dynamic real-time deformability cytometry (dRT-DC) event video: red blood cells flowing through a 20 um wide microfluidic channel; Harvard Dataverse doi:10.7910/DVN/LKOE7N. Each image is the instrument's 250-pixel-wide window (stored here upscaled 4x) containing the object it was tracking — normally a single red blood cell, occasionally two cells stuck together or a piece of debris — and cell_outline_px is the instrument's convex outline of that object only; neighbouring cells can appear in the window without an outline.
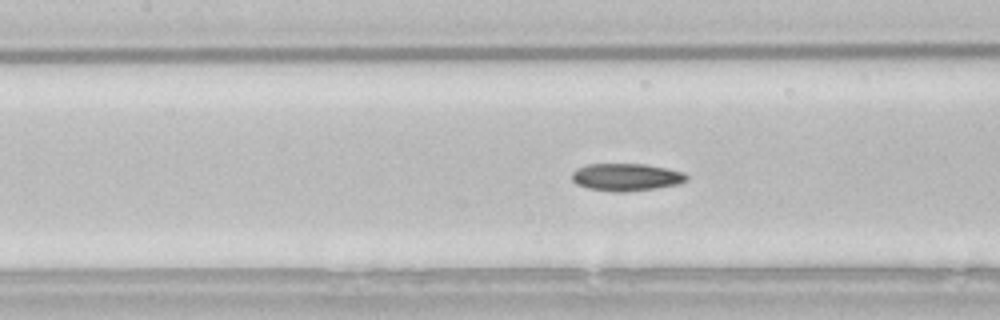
{"species": "common noctule bat (a hibernating species)", "species_latin": "Nyctalus noctula", "temperature_condition": "room temperature", "stored_images_in_passage": 53, "camera_frame_rate_fps": 3000, "um_per_image_px": 0.085, "animal": {"sex": "male", "body_mass_g": 21.5, "forearm_length_mm": 52.0}, "frame": {"image": 1, "passage_image": 23, "time_ms": 7.333, "image_size_px": [1000, 320], "cell_outline_px": [[688, 180], [676, 184], [656, 188], [624, 192], [612, 192], [588, 188], [576, 184], [572, 180], [572, 172], [576, 168], [588, 164], [644, 164], [668, 168], [684, 172], [688, 176]], "centroid_in_image_um": [53.22, 15.05], "position_along_channel_um": 154.2, "area_um2": 18.44}}
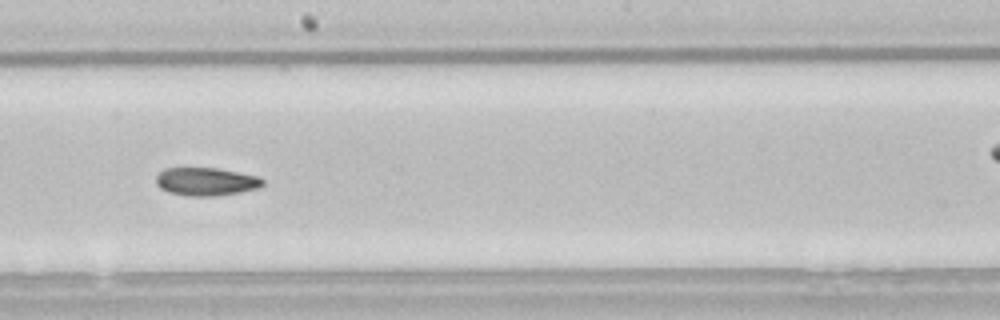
{"frame": {"image": 2, "passage_image": 29, "time_ms": 9.333, "image_size_px": [1000, 320], "cell_outline_px": [[264, 184], [256, 188], [240, 192], [212, 196], [188, 196], [168, 192], [160, 188], [156, 184], [156, 176], [164, 168], [220, 168], [260, 176], [264, 180]], "centroid_in_image_um": [17.52, 15.42], "position_along_channel_um": 230.7, "area_um2": 17.57}}
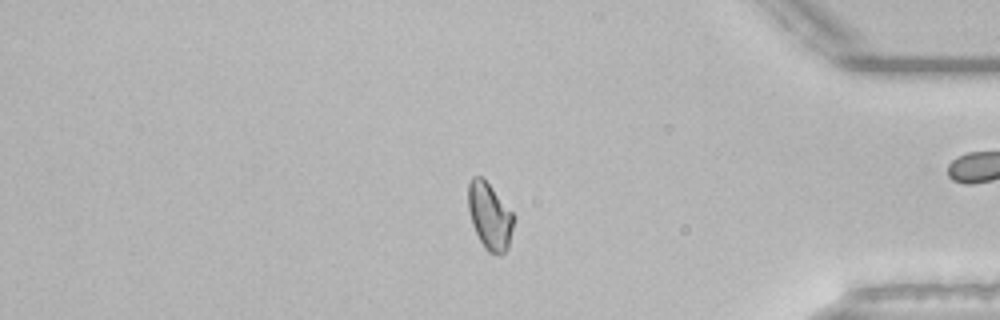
{"frame": {"image": 3, "passage_image": 44, "time_ms": 14.333, "image_size_px": [1000, 320], "cell_outline_px": [[516, 216], [508, 248], [500, 256], [488, 252], [484, 248], [472, 224], [468, 208], [468, 180], [472, 176], [480, 176], [492, 188]], "centroid_in_image_um": [41.63, 18.39], "position_along_channel_um": 393.6, "area_um2": 17.8}, "authors_computed_cell_mechanics": {"area_um2": 18.1492, "velocity_mm_per_s": 3.8267, "shape_relaxation_time_tau1_ms": null, "shape_relaxation_time_tau2_ms": 5.1812, "deformation_change_tau1": null, "deformation_change_tau2": 0.102}}